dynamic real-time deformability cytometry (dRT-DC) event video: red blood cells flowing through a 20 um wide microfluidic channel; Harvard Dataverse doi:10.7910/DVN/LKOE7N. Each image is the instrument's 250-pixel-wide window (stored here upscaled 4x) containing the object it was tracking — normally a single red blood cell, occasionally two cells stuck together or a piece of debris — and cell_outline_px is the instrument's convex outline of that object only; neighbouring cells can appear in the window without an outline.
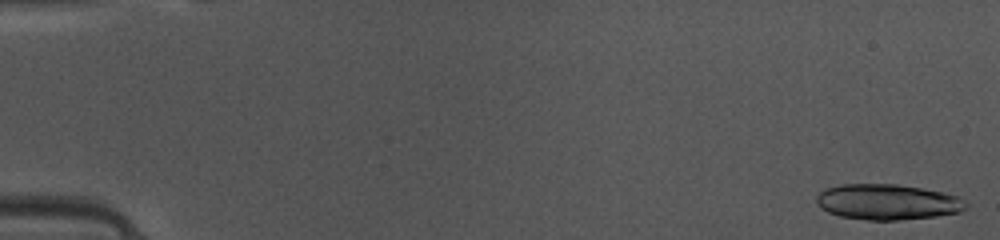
{"species": "common noctule bat (a hibernating species)", "species_latin": "Nyctalus noctula", "temperature_condition": "warm", "stored_images_in_passage": 38, "camera_frame_rate_fps": 3000, "um_per_image_px": 0.085, "animal": {"sex": "female", "body_mass_g": 10.0, "forearm_length_mm": 53.1}, "frame": {"image": 1, "passage_image": 1, "time_ms": 0.0, "image_size_px": [1000, 240], "cell_outline_px": [[968, 204], [960, 212], [936, 216], [900, 220], [868, 220], [840, 216], [828, 212], [820, 208], [816, 200], [816, 196], [824, 188], [840, 184], [896, 184], [924, 188], [956, 196], [964, 200]], "centroid_in_image_um": [75.4, 17.16], "position_along_channel_um": 9.6, "area_um2": 31.04}}
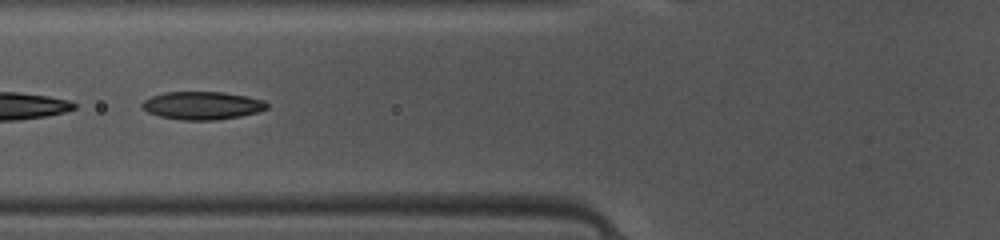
{"frame": {"image": 2, "passage_image": 19, "time_ms": 6.0, "image_size_px": [1000, 240], "cell_outline_px": [[268, 108], [260, 112], [240, 116], [216, 120], [184, 120], [160, 116], [148, 112], [140, 104], [144, 100], [152, 96], [164, 92], [224, 92], [264, 100], [268, 104]], "centroid_in_image_um": [17.21, 8.97], "position_along_channel_um": 108.6, "area_um2": 20.29}}
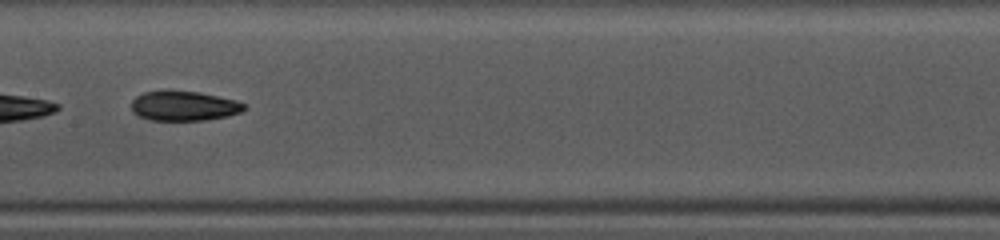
{"frame": {"image": 3, "passage_image": 25, "time_ms": 8.0, "image_size_px": [1000, 240], "cell_outline_px": [[248, 108], [240, 112], [228, 116], [204, 120], [148, 120], [132, 112], [132, 100], [136, 96], [144, 92], [164, 88], [168, 88], [200, 92], [236, 100], [244, 104]], "centroid_in_image_um": [15.6, 8.96], "position_along_channel_um": 191.8, "area_um2": 20.11}, "authors_computed_cell_mechanics": {"area_um2": 20.3456, "velocity_mm_per_s": 4.1412, "shape_relaxation_time_tau1_ms": 3.4044, "shape_relaxation_time_tau2_ms": 9.3899, "deformation_change_tau1": 0.0992, "deformation_change_tau2": 0.1671}}